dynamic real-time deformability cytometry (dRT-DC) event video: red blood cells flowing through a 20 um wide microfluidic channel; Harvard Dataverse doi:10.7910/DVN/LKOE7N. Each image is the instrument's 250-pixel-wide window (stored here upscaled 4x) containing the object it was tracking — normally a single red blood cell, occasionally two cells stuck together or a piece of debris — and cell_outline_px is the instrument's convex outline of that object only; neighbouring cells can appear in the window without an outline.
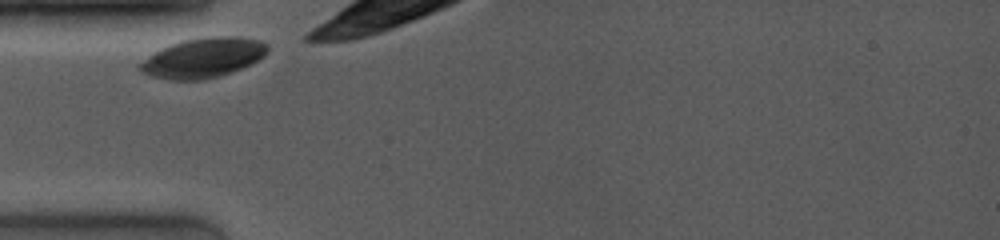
{"species": "common noctule bat (a hibernating species)", "species_latin": "Nyctalus noctula", "temperature_condition": "room temperature", "stored_images_in_passage": 25, "camera_frame_rate_fps": 4000, "um_per_image_px": 0.085, "animal": {"sex": "female", "body_mass_g": 19.0, "forearm_length_mm": 53.3}, "frame": {"image": 1, "passage_image": 1, "time_ms": 0.0, "image_size_px": [1000, 240], "cell_outline_px": [[268, 52], [264, 56], [232, 72], [204, 80], [168, 80], [148, 76], [140, 72], [136, 68], [136, 64], [160, 48], [184, 40], [212, 36], [240, 36], [260, 40], [268, 44]], "centroid_in_image_um": [17.2, 4.92], "position_along_channel_um": 67.8, "area_um2": 29.88}}